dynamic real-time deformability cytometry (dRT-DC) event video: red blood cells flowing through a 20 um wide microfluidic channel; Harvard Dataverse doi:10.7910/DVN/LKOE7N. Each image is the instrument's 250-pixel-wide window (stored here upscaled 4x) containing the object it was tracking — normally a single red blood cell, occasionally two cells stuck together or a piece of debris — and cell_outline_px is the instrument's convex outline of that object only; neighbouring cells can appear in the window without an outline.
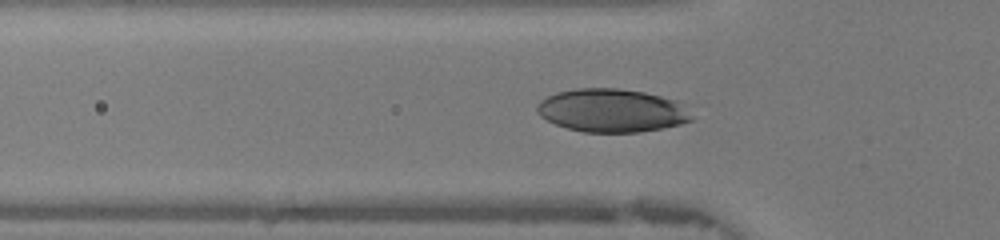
{"species": "human", "species_latin": "Homo sapiens", "temperature_condition": "warm", "stored_images_in_passage": 47, "camera_frame_rate_fps": 3000, "um_per_image_px": 0.085, "donor": {"sex": "female"}, "frame": {"image": 1, "passage_image": 15, "time_ms": 4.667, "image_size_px": [1000, 240], "cell_outline_px": [[692, 120], [680, 124], [664, 128], [640, 132], [584, 132], [568, 128], [556, 124], [540, 116], [536, 112], [536, 104], [540, 100], [556, 92], [576, 88], [616, 88], [644, 92], [676, 100], [692, 116]], "centroid_in_image_um": [51.96, 9.39], "position_along_channel_um": 73.8, "area_um2": 38.84}}
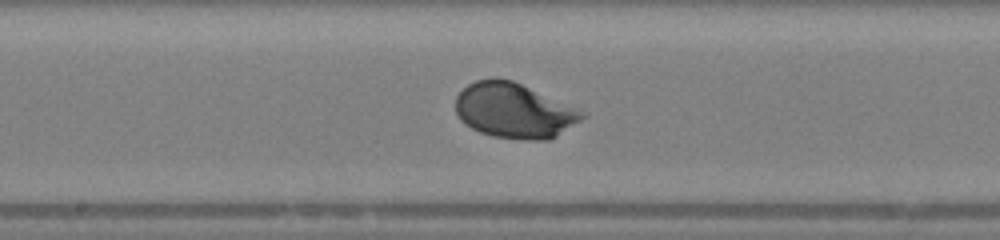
{"frame": {"image": 2, "passage_image": 24, "time_ms": 7.667, "image_size_px": [1000, 240], "cell_outline_px": [[588, 116], [556, 136], [548, 140], [528, 140], [492, 136], [480, 132], [464, 124], [460, 120], [456, 112], [456, 96], [468, 84], [476, 80], [512, 80], [588, 112]], "centroid_in_image_um": [43.74, 9.42], "position_along_channel_um": 204.5, "area_um2": 40.46}}
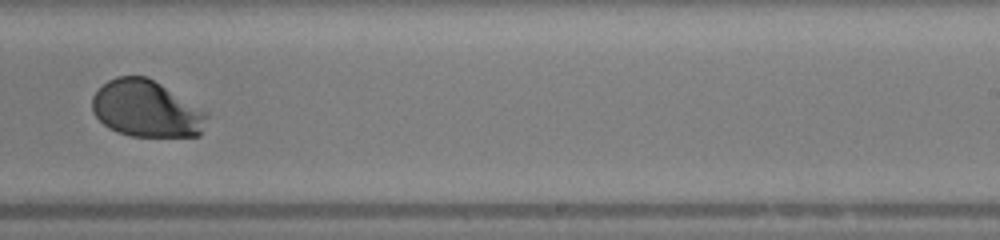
{"frame": {"image": 3, "passage_image": 29, "time_ms": 9.333, "image_size_px": [1000, 240], "cell_outline_px": [[208, 116], [200, 136], [132, 136], [116, 132], [108, 128], [92, 112], [92, 96], [108, 80], [116, 76], [144, 76], [160, 84], [208, 112]], "centroid_in_image_um": [12.43, 9.26], "position_along_channel_um": 276.6, "area_um2": 37.69}, "authors_computed_cell_mechanics": {"area_um2": 39.5352, "velocity_mm_per_s": 4.3437, "shape_relaxation_time_tau1_ms": 2.1526, "shape_relaxation_time_tau2_ms": null, "deformation_change_tau1": 0.1449, "deformation_change_tau2": null}}